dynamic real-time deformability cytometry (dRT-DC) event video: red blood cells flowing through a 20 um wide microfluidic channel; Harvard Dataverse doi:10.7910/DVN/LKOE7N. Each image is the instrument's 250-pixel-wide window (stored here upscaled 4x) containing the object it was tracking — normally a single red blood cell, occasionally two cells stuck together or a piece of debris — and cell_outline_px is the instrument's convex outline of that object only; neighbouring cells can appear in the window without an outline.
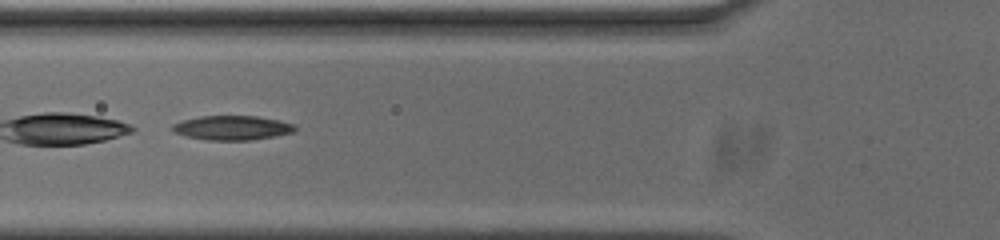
{"species": "common noctule bat (a hibernating species)", "species_latin": "Nyctalus noctula", "temperature_condition": "cold", "stored_images_in_passage": 38, "camera_frame_rate_fps": 3000, "um_per_image_px": 0.085, "animal": {"sex": "male", "body_mass_g": 20.0, "forearm_length_mm": 53.3}, "frame": {"image": 1, "passage_image": 6, "time_ms": 1.667, "image_size_px": [1000, 240], "cell_outline_px": [[296, 128], [292, 132], [276, 136], [252, 140], [208, 140], [188, 136], [176, 132], [172, 128], [172, 124], [184, 120], [200, 116], [256, 116], [280, 120], [292, 124]], "centroid_in_image_um": [19.76, 10.86], "position_along_channel_um": 106.0, "area_um2": 17.17}, "authors_computed_cell_mechanics": {"area_um2": 18.0625, "velocity_mm_per_s": 3.6475, "shape_relaxation_time_tau1_ms": 0.5179, "shape_relaxation_time_tau2_ms": 4.9438, "deformation_change_tau1": 0.224, "deformation_change_tau2": 0.1191}}